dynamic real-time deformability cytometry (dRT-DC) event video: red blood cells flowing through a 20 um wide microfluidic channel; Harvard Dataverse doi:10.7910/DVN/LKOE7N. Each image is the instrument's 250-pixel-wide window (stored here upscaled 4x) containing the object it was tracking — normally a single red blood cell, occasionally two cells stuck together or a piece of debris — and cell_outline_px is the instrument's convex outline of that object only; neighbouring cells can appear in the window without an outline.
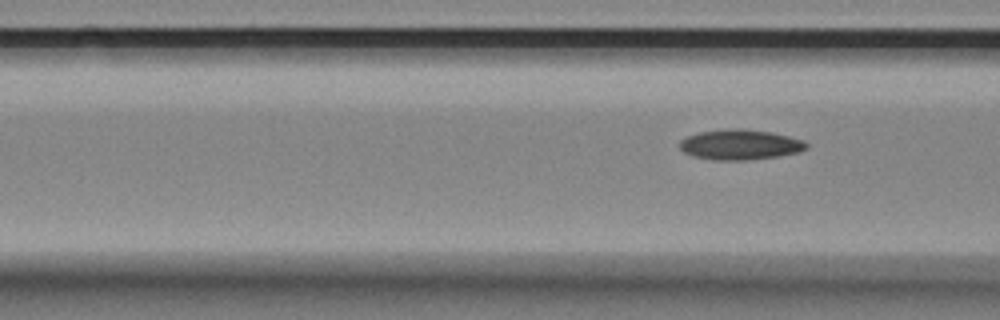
{"species": "Egyptian fruit bat (a non-hibernating species)", "species_latin": "Rousettus aegyptiacus", "temperature_condition": "room temperature", "stored_images_in_passage": 7, "segment_of_instrument_passage": [2, 2], "camera_frame_rate_fps": 3000, "um_per_image_px": 0.085, "animal": {"sex": "female"}, "frame": {"image": 1, "passage_image": 7, "time_ms": 7.667, "image_size_px": [1000, 320], "cell_outline_px": [[808, 148], [800, 152], [780, 156], [744, 160], [716, 160], [696, 156], [684, 152], [680, 148], [680, 140], [688, 136], [700, 132], [728, 128], [740, 128], [772, 132], [804, 140], [808, 144]], "centroid_in_image_um": [62.96, 12.28], "position_along_channel_um": 103.6, "area_um2": 22.31}}